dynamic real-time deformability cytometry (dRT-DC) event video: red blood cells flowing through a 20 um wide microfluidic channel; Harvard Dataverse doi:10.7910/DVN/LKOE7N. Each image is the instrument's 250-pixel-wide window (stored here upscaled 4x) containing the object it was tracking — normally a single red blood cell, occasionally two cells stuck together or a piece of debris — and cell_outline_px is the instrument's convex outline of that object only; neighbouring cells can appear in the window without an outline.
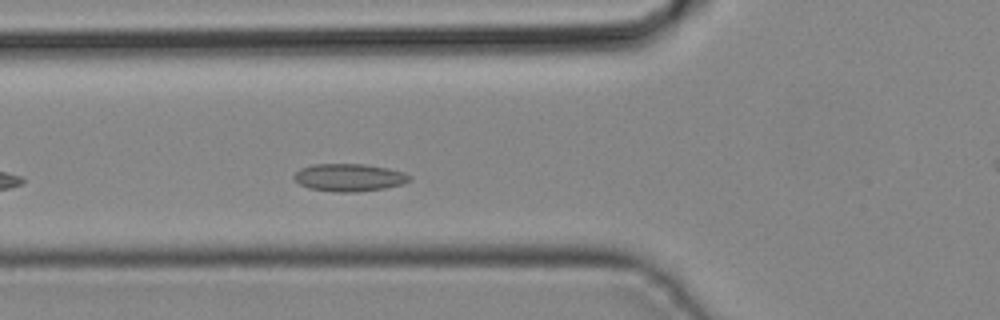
{"species": "common noctule bat (a hibernating species)", "species_latin": "Nyctalus noctula", "temperature_condition": "cold", "stored_images_in_passage": 8, "camera_frame_rate_fps": 3000, "um_per_image_px": 0.085, "animal": {"sex": "male", "body_mass_g": 19.2, "forearm_length_mm": 51.8}, "frame": {"image": 1, "passage_image": 5, "time_ms": 1.333, "image_size_px": [1000, 320], "cell_outline_px": [[412, 180], [404, 184], [384, 188], [356, 192], [332, 192], [308, 188], [300, 184], [292, 176], [300, 168], [312, 164], [364, 164], [388, 168], [404, 172], [412, 176]], "centroid_in_image_um": [29.7, 15.09], "position_along_channel_um": 96.1, "area_um2": 18.79}}